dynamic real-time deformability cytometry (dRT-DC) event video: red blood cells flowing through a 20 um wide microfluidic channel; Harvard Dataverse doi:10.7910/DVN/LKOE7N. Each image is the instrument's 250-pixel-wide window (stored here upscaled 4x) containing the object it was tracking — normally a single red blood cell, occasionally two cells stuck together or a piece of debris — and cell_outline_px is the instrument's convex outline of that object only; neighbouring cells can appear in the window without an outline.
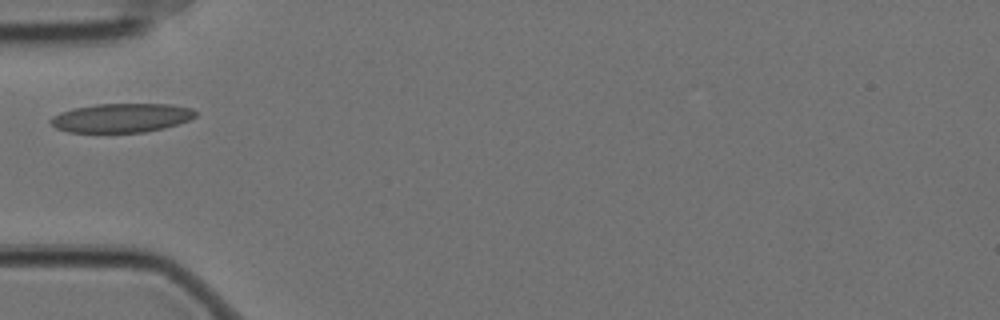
{"species": "Egyptian fruit bat (a non-hibernating species)", "species_latin": "Rousettus aegyptiacus", "temperature_condition": "cold", "stored_images_in_passage": 40, "camera_frame_rate_fps": 3000, "um_per_image_px": 0.085, "animal": {"sex": "female"}, "frame": {"image": 1, "passage_image": 1, "time_ms": 0.0, "image_size_px": [1000, 320], "cell_outline_px": [[196, 116], [188, 120], [164, 128], [144, 132], [68, 132], [56, 128], [48, 120], [52, 116], [60, 112], [72, 108], [96, 104], [172, 104], [192, 108], [196, 112]], "centroid_in_image_um": [10.3, 10.01], "position_along_channel_um": 74.7, "area_um2": 24.51}}
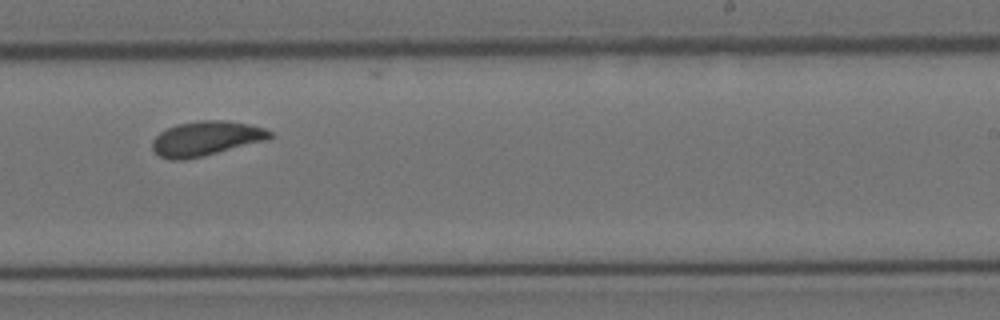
{"frame": {"image": 2, "passage_image": 18, "time_ms": 5.667, "image_size_px": [1000, 320], "cell_outline_px": [[272, 136], [268, 140], [204, 156], [184, 160], [168, 160], [160, 156], [152, 148], [152, 140], [160, 132], [176, 124], [200, 120], [220, 120], [248, 124], [264, 128], [272, 132]], "centroid_in_image_um": [17.5, 11.78], "position_along_channel_um": 271.5, "area_um2": 23.76}}
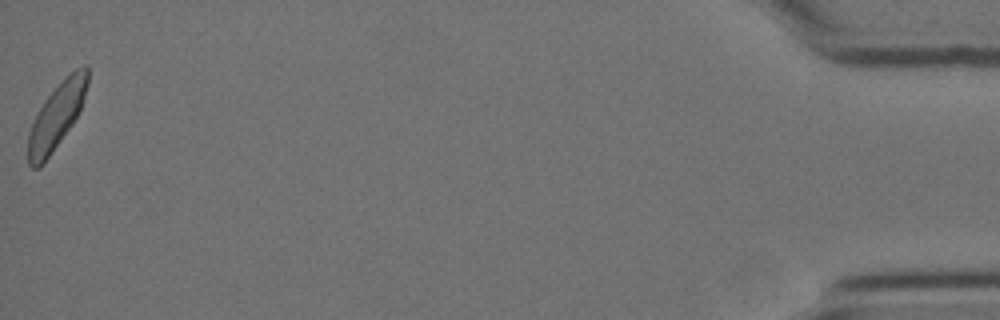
{"frame": {"image": 3, "passage_image": 40, "time_ms": 13.0, "image_size_px": [1000, 320], "cell_outline_px": [[88, 84], [80, 108], [72, 124], [44, 164], [40, 168], [32, 168], [28, 164], [28, 132], [44, 100], [76, 68], [84, 64], [88, 64]], "centroid_in_image_um": [4.8, 9.91], "position_along_channel_um": 430.4, "area_um2": 22.2}}